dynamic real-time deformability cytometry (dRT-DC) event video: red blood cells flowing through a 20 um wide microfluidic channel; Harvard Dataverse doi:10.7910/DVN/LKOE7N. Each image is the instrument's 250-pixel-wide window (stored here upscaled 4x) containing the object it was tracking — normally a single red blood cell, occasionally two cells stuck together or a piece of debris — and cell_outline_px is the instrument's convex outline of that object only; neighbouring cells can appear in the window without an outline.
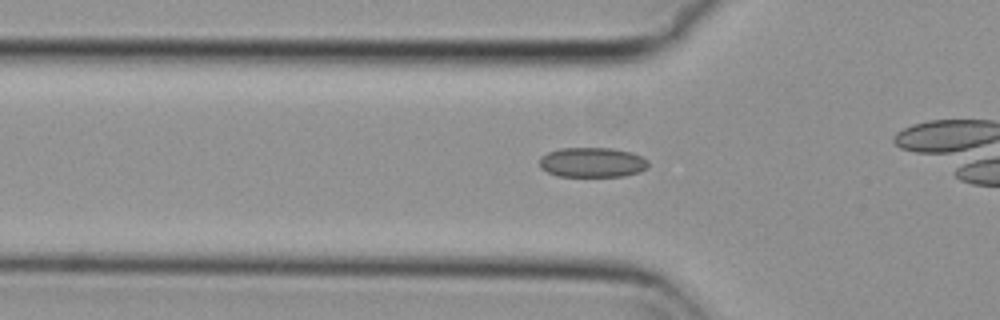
{"species": "common noctule bat (a hibernating species)", "species_latin": "Nyctalus noctula", "temperature_condition": "cold", "stored_images_in_passage": 23, "camera_frame_rate_fps": 3000, "um_per_image_px": 0.085, "animal": {"sex": "female", "body_mass_g": 29.2, "forearm_length_mm": 56.3}, "frame": {"image": 1, "passage_image": 10, "time_ms": 3.0, "image_size_px": [1000, 320], "cell_outline_px": [[648, 168], [640, 172], [624, 176], [556, 176], [540, 168], [540, 156], [548, 152], [560, 148], [612, 148], [632, 152], [648, 160]], "centroid_in_image_um": [50.35, 13.8], "position_along_channel_um": 75.5, "area_um2": 19.07}}
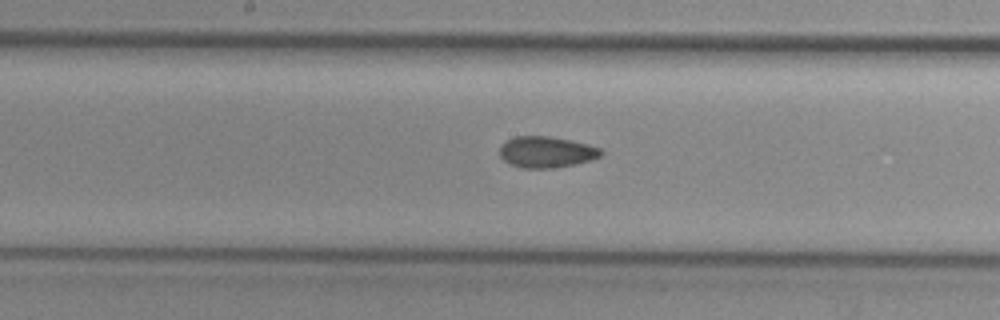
{"frame": {"image": 2, "passage_image": 20, "time_ms": 6.333, "image_size_px": [1000, 320], "cell_outline_px": [[604, 152], [600, 156], [592, 160], [572, 164], [548, 168], [524, 168], [512, 164], [504, 160], [500, 156], [500, 144], [516, 136], [548, 136], [588, 144], [600, 148]], "centroid_in_image_um": [46.44, 12.91], "position_along_channel_um": 201.8, "area_um2": 18.15}}
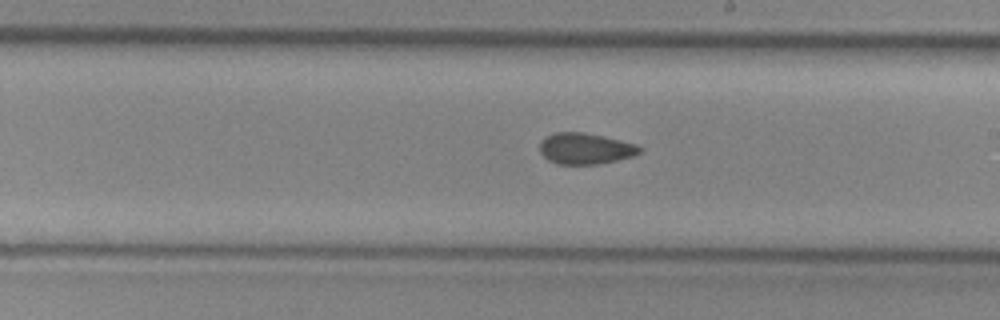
{"frame": {"image": 3, "passage_image": 23, "time_ms": 7.333, "image_size_px": [1000, 320], "cell_outline_px": [[640, 152], [632, 156], [616, 160], [596, 164], [556, 164], [548, 160], [540, 152], [540, 140], [544, 136], [556, 132], [580, 132], [604, 136], [636, 144], [640, 148]], "centroid_in_image_um": [49.69, 12.62], "position_along_channel_um": 239.3, "area_um2": 18.03}}